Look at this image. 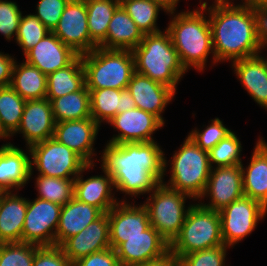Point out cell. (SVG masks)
<instances>
[{"label": "cell", "instance_id": "obj_23", "mask_svg": "<svg viewBox=\"0 0 267 266\" xmlns=\"http://www.w3.org/2000/svg\"><path fill=\"white\" fill-rule=\"evenodd\" d=\"M30 157L11 143L0 147V192L20 189L32 176Z\"/></svg>", "mask_w": 267, "mask_h": 266}, {"label": "cell", "instance_id": "obj_31", "mask_svg": "<svg viewBox=\"0 0 267 266\" xmlns=\"http://www.w3.org/2000/svg\"><path fill=\"white\" fill-rule=\"evenodd\" d=\"M10 86L24 100L43 99L47 95V75L27 62L17 65L15 61Z\"/></svg>", "mask_w": 267, "mask_h": 266}, {"label": "cell", "instance_id": "obj_44", "mask_svg": "<svg viewBox=\"0 0 267 266\" xmlns=\"http://www.w3.org/2000/svg\"><path fill=\"white\" fill-rule=\"evenodd\" d=\"M33 266H73L60 246H41L36 248Z\"/></svg>", "mask_w": 267, "mask_h": 266}, {"label": "cell", "instance_id": "obj_15", "mask_svg": "<svg viewBox=\"0 0 267 266\" xmlns=\"http://www.w3.org/2000/svg\"><path fill=\"white\" fill-rule=\"evenodd\" d=\"M170 251V243L150 226L140 236L125 238L116 249L121 266H138L158 259Z\"/></svg>", "mask_w": 267, "mask_h": 266}, {"label": "cell", "instance_id": "obj_13", "mask_svg": "<svg viewBox=\"0 0 267 266\" xmlns=\"http://www.w3.org/2000/svg\"><path fill=\"white\" fill-rule=\"evenodd\" d=\"M241 168V164L213 167L201 197L202 199L208 195L211 201L208 204H204V202H200V204L208 209L220 211L235 200L243 197V174Z\"/></svg>", "mask_w": 267, "mask_h": 266}, {"label": "cell", "instance_id": "obj_21", "mask_svg": "<svg viewBox=\"0 0 267 266\" xmlns=\"http://www.w3.org/2000/svg\"><path fill=\"white\" fill-rule=\"evenodd\" d=\"M24 55L25 62L35 66L45 75L66 67L78 56L53 32L48 33Z\"/></svg>", "mask_w": 267, "mask_h": 266}, {"label": "cell", "instance_id": "obj_37", "mask_svg": "<svg viewBox=\"0 0 267 266\" xmlns=\"http://www.w3.org/2000/svg\"><path fill=\"white\" fill-rule=\"evenodd\" d=\"M241 149V142L236 134L232 132L225 139L219 141L217 145L208 152L211 168H213V163H215L217 167L242 164V160L240 159Z\"/></svg>", "mask_w": 267, "mask_h": 266}, {"label": "cell", "instance_id": "obj_30", "mask_svg": "<svg viewBox=\"0 0 267 266\" xmlns=\"http://www.w3.org/2000/svg\"><path fill=\"white\" fill-rule=\"evenodd\" d=\"M85 85V72L78 55L69 65L47 75V95L51 101L80 90Z\"/></svg>", "mask_w": 267, "mask_h": 266}, {"label": "cell", "instance_id": "obj_41", "mask_svg": "<svg viewBox=\"0 0 267 266\" xmlns=\"http://www.w3.org/2000/svg\"><path fill=\"white\" fill-rule=\"evenodd\" d=\"M228 246L220 245L180 256L182 266H225Z\"/></svg>", "mask_w": 267, "mask_h": 266}, {"label": "cell", "instance_id": "obj_12", "mask_svg": "<svg viewBox=\"0 0 267 266\" xmlns=\"http://www.w3.org/2000/svg\"><path fill=\"white\" fill-rule=\"evenodd\" d=\"M52 32L78 55L98 47L89 35L85 0H69Z\"/></svg>", "mask_w": 267, "mask_h": 266}, {"label": "cell", "instance_id": "obj_43", "mask_svg": "<svg viewBox=\"0 0 267 266\" xmlns=\"http://www.w3.org/2000/svg\"><path fill=\"white\" fill-rule=\"evenodd\" d=\"M68 2L69 0H40L34 15L52 32Z\"/></svg>", "mask_w": 267, "mask_h": 266}, {"label": "cell", "instance_id": "obj_33", "mask_svg": "<svg viewBox=\"0 0 267 266\" xmlns=\"http://www.w3.org/2000/svg\"><path fill=\"white\" fill-rule=\"evenodd\" d=\"M120 5L135 22L143 34L160 32L157 25V18L160 9L169 14H174L175 10H168L158 0H120Z\"/></svg>", "mask_w": 267, "mask_h": 266}, {"label": "cell", "instance_id": "obj_9", "mask_svg": "<svg viewBox=\"0 0 267 266\" xmlns=\"http://www.w3.org/2000/svg\"><path fill=\"white\" fill-rule=\"evenodd\" d=\"M27 148L32 159L31 170L35 165L42 176L75 179L88 165L81 156L54 137Z\"/></svg>", "mask_w": 267, "mask_h": 266}, {"label": "cell", "instance_id": "obj_19", "mask_svg": "<svg viewBox=\"0 0 267 266\" xmlns=\"http://www.w3.org/2000/svg\"><path fill=\"white\" fill-rule=\"evenodd\" d=\"M55 121L52 106L47 98L26 100L20 125L15 133L21 132L28 147L54 136Z\"/></svg>", "mask_w": 267, "mask_h": 266}, {"label": "cell", "instance_id": "obj_14", "mask_svg": "<svg viewBox=\"0 0 267 266\" xmlns=\"http://www.w3.org/2000/svg\"><path fill=\"white\" fill-rule=\"evenodd\" d=\"M110 248L116 249L125 238L140 236L151 224L144 205L118 202L108 212Z\"/></svg>", "mask_w": 267, "mask_h": 266}, {"label": "cell", "instance_id": "obj_42", "mask_svg": "<svg viewBox=\"0 0 267 266\" xmlns=\"http://www.w3.org/2000/svg\"><path fill=\"white\" fill-rule=\"evenodd\" d=\"M22 13L18 5L12 1L0 0V33L7 40H11L16 35L20 23Z\"/></svg>", "mask_w": 267, "mask_h": 266}, {"label": "cell", "instance_id": "obj_35", "mask_svg": "<svg viewBox=\"0 0 267 266\" xmlns=\"http://www.w3.org/2000/svg\"><path fill=\"white\" fill-rule=\"evenodd\" d=\"M25 102L11 86L0 87V120L9 136L15 135L20 125Z\"/></svg>", "mask_w": 267, "mask_h": 266}, {"label": "cell", "instance_id": "obj_7", "mask_svg": "<svg viewBox=\"0 0 267 266\" xmlns=\"http://www.w3.org/2000/svg\"><path fill=\"white\" fill-rule=\"evenodd\" d=\"M171 177L168 187L200 199L211 172L209 155L188 135L171 159Z\"/></svg>", "mask_w": 267, "mask_h": 266}, {"label": "cell", "instance_id": "obj_18", "mask_svg": "<svg viewBox=\"0 0 267 266\" xmlns=\"http://www.w3.org/2000/svg\"><path fill=\"white\" fill-rule=\"evenodd\" d=\"M60 247L72 263L92 253L110 248L107 213L90 223L78 234L66 239Z\"/></svg>", "mask_w": 267, "mask_h": 266}, {"label": "cell", "instance_id": "obj_40", "mask_svg": "<svg viewBox=\"0 0 267 266\" xmlns=\"http://www.w3.org/2000/svg\"><path fill=\"white\" fill-rule=\"evenodd\" d=\"M205 130L199 131L197 128L191 131L190 138L204 151L209 152L219 141L225 139L232 133L230 129L224 126L219 118L211 120Z\"/></svg>", "mask_w": 267, "mask_h": 266}, {"label": "cell", "instance_id": "obj_49", "mask_svg": "<svg viewBox=\"0 0 267 266\" xmlns=\"http://www.w3.org/2000/svg\"><path fill=\"white\" fill-rule=\"evenodd\" d=\"M160 1L164 6L168 8V10H176V5L179 2V0H158Z\"/></svg>", "mask_w": 267, "mask_h": 266}, {"label": "cell", "instance_id": "obj_20", "mask_svg": "<svg viewBox=\"0 0 267 266\" xmlns=\"http://www.w3.org/2000/svg\"><path fill=\"white\" fill-rule=\"evenodd\" d=\"M127 89L137 108L153 114L164 124L161 114L176 93L173 89L136 71L133 73Z\"/></svg>", "mask_w": 267, "mask_h": 266}, {"label": "cell", "instance_id": "obj_3", "mask_svg": "<svg viewBox=\"0 0 267 266\" xmlns=\"http://www.w3.org/2000/svg\"><path fill=\"white\" fill-rule=\"evenodd\" d=\"M199 8L172 16L174 18L166 28L186 71L190 66L203 71L209 53L216 64L209 19L204 16V7Z\"/></svg>", "mask_w": 267, "mask_h": 266}, {"label": "cell", "instance_id": "obj_8", "mask_svg": "<svg viewBox=\"0 0 267 266\" xmlns=\"http://www.w3.org/2000/svg\"><path fill=\"white\" fill-rule=\"evenodd\" d=\"M187 198L193 199L161 182L143 204L148 210L151 226L169 243L179 234L191 207L185 208Z\"/></svg>", "mask_w": 267, "mask_h": 266}, {"label": "cell", "instance_id": "obj_24", "mask_svg": "<svg viewBox=\"0 0 267 266\" xmlns=\"http://www.w3.org/2000/svg\"><path fill=\"white\" fill-rule=\"evenodd\" d=\"M103 214L99 208L73 197L62 206L55 234V245L60 246L66 239L81 232Z\"/></svg>", "mask_w": 267, "mask_h": 266}, {"label": "cell", "instance_id": "obj_38", "mask_svg": "<svg viewBox=\"0 0 267 266\" xmlns=\"http://www.w3.org/2000/svg\"><path fill=\"white\" fill-rule=\"evenodd\" d=\"M50 32L34 14L22 15L16 35V43L25 54Z\"/></svg>", "mask_w": 267, "mask_h": 266}, {"label": "cell", "instance_id": "obj_4", "mask_svg": "<svg viewBox=\"0 0 267 266\" xmlns=\"http://www.w3.org/2000/svg\"><path fill=\"white\" fill-rule=\"evenodd\" d=\"M135 71L176 92L179 80L187 72L182 66L167 30L144 34L133 50Z\"/></svg>", "mask_w": 267, "mask_h": 266}, {"label": "cell", "instance_id": "obj_26", "mask_svg": "<svg viewBox=\"0 0 267 266\" xmlns=\"http://www.w3.org/2000/svg\"><path fill=\"white\" fill-rule=\"evenodd\" d=\"M247 168L242 166L244 196L258 200L267 208V143L259 138Z\"/></svg>", "mask_w": 267, "mask_h": 266}, {"label": "cell", "instance_id": "obj_22", "mask_svg": "<svg viewBox=\"0 0 267 266\" xmlns=\"http://www.w3.org/2000/svg\"><path fill=\"white\" fill-rule=\"evenodd\" d=\"M93 168V164H88L81 173L74 179V198L99 208L103 213H107L119 201L112 195L114 183L112 176L102 168L104 176H91L83 180L82 173Z\"/></svg>", "mask_w": 267, "mask_h": 266}, {"label": "cell", "instance_id": "obj_5", "mask_svg": "<svg viewBox=\"0 0 267 266\" xmlns=\"http://www.w3.org/2000/svg\"><path fill=\"white\" fill-rule=\"evenodd\" d=\"M88 90L127 88L135 72V59L130 50H107L96 47L81 55Z\"/></svg>", "mask_w": 267, "mask_h": 266}, {"label": "cell", "instance_id": "obj_11", "mask_svg": "<svg viewBox=\"0 0 267 266\" xmlns=\"http://www.w3.org/2000/svg\"><path fill=\"white\" fill-rule=\"evenodd\" d=\"M61 209L60 204L40 198L28 200L21 242L54 246Z\"/></svg>", "mask_w": 267, "mask_h": 266}, {"label": "cell", "instance_id": "obj_48", "mask_svg": "<svg viewBox=\"0 0 267 266\" xmlns=\"http://www.w3.org/2000/svg\"><path fill=\"white\" fill-rule=\"evenodd\" d=\"M138 266H182V264L179 257L169 251L158 259L147 261Z\"/></svg>", "mask_w": 267, "mask_h": 266}, {"label": "cell", "instance_id": "obj_25", "mask_svg": "<svg viewBox=\"0 0 267 266\" xmlns=\"http://www.w3.org/2000/svg\"><path fill=\"white\" fill-rule=\"evenodd\" d=\"M0 192V243L21 242L28 200Z\"/></svg>", "mask_w": 267, "mask_h": 266}, {"label": "cell", "instance_id": "obj_16", "mask_svg": "<svg viewBox=\"0 0 267 266\" xmlns=\"http://www.w3.org/2000/svg\"><path fill=\"white\" fill-rule=\"evenodd\" d=\"M109 123L121 132L108 142L112 144L152 142V134L164 126L156 116L137 107L117 114Z\"/></svg>", "mask_w": 267, "mask_h": 266}, {"label": "cell", "instance_id": "obj_50", "mask_svg": "<svg viewBox=\"0 0 267 266\" xmlns=\"http://www.w3.org/2000/svg\"><path fill=\"white\" fill-rule=\"evenodd\" d=\"M10 137L4 130H3V125L0 120V139Z\"/></svg>", "mask_w": 267, "mask_h": 266}, {"label": "cell", "instance_id": "obj_46", "mask_svg": "<svg viewBox=\"0 0 267 266\" xmlns=\"http://www.w3.org/2000/svg\"><path fill=\"white\" fill-rule=\"evenodd\" d=\"M257 17L258 38L263 48L267 46V0H252Z\"/></svg>", "mask_w": 267, "mask_h": 266}, {"label": "cell", "instance_id": "obj_17", "mask_svg": "<svg viewBox=\"0 0 267 266\" xmlns=\"http://www.w3.org/2000/svg\"><path fill=\"white\" fill-rule=\"evenodd\" d=\"M100 125L92 118L55 123L54 138L81 156L88 164H94L93 144Z\"/></svg>", "mask_w": 267, "mask_h": 266}, {"label": "cell", "instance_id": "obj_32", "mask_svg": "<svg viewBox=\"0 0 267 266\" xmlns=\"http://www.w3.org/2000/svg\"><path fill=\"white\" fill-rule=\"evenodd\" d=\"M55 123L91 118L90 92L84 85L80 90L50 101Z\"/></svg>", "mask_w": 267, "mask_h": 266}, {"label": "cell", "instance_id": "obj_1", "mask_svg": "<svg viewBox=\"0 0 267 266\" xmlns=\"http://www.w3.org/2000/svg\"><path fill=\"white\" fill-rule=\"evenodd\" d=\"M101 156V167L112 176L117 191L143 195L163 182L167 161L155 141L108 143Z\"/></svg>", "mask_w": 267, "mask_h": 266}, {"label": "cell", "instance_id": "obj_29", "mask_svg": "<svg viewBox=\"0 0 267 266\" xmlns=\"http://www.w3.org/2000/svg\"><path fill=\"white\" fill-rule=\"evenodd\" d=\"M144 34L120 5L109 23L106 39L98 46L107 50H130L137 47Z\"/></svg>", "mask_w": 267, "mask_h": 266}, {"label": "cell", "instance_id": "obj_2", "mask_svg": "<svg viewBox=\"0 0 267 266\" xmlns=\"http://www.w3.org/2000/svg\"><path fill=\"white\" fill-rule=\"evenodd\" d=\"M229 0H215L209 12L214 57L216 62L241 60L259 55L263 49L257 28V17L252 0L233 5Z\"/></svg>", "mask_w": 267, "mask_h": 266}, {"label": "cell", "instance_id": "obj_39", "mask_svg": "<svg viewBox=\"0 0 267 266\" xmlns=\"http://www.w3.org/2000/svg\"><path fill=\"white\" fill-rule=\"evenodd\" d=\"M37 247L24 242L0 243V266H33Z\"/></svg>", "mask_w": 267, "mask_h": 266}, {"label": "cell", "instance_id": "obj_6", "mask_svg": "<svg viewBox=\"0 0 267 266\" xmlns=\"http://www.w3.org/2000/svg\"><path fill=\"white\" fill-rule=\"evenodd\" d=\"M224 245L219 211L193 204L188 210L179 234L170 243V251L184 256L194 251Z\"/></svg>", "mask_w": 267, "mask_h": 266}, {"label": "cell", "instance_id": "obj_36", "mask_svg": "<svg viewBox=\"0 0 267 266\" xmlns=\"http://www.w3.org/2000/svg\"><path fill=\"white\" fill-rule=\"evenodd\" d=\"M38 197L43 200L60 204L68 203L74 197V179H61L38 175L36 178Z\"/></svg>", "mask_w": 267, "mask_h": 266}, {"label": "cell", "instance_id": "obj_34", "mask_svg": "<svg viewBox=\"0 0 267 266\" xmlns=\"http://www.w3.org/2000/svg\"><path fill=\"white\" fill-rule=\"evenodd\" d=\"M90 38L99 46L105 39L109 23L120 0H85Z\"/></svg>", "mask_w": 267, "mask_h": 266}, {"label": "cell", "instance_id": "obj_45", "mask_svg": "<svg viewBox=\"0 0 267 266\" xmlns=\"http://www.w3.org/2000/svg\"><path fill=\"white\" fill-rule=\"evenodd\" d=\"M73 266H121L116 252L112 248L104 249L83 257Z\"/></svg>", "mask_w": 267, "mask_h": 266}, {"label": "cell", "instance_id": "obj_10", "mask_svg": "<svg viewBox=\"0 0 267 266\" xmlns=\"http://www.w3.org/2000/svg\"><path fill=\"white\" fill-rule=\"evenodd\" d=\"M221 235L225 246L233 247L252 233L267 208L258 200L243 196L219 211Z\"/></svg>", "mask_w": 267, "mask_h": 266}, {"label": "cell", "instance_id": "obj_47", "mask_svg": "<svg viewBox=\"0 0 267 266\" xmlns=\"http://www.w3.org/2000/svg\"><path fill=\"white\" fill-rule=\"evenodd\" d=\"M15 59L0 52V87L10 86Z\"/></svg>", "mask_w": 267, "mask_h": 266}, {"label": "cell", "instance_id": "obj_28", "mask_svg": "<svg viewBox=\"0 0 267 266\" xmlns=\"http://www.w3.org/2000/svg\"><path fill=\"white\" fill-rule=\"evenodd\" d=\"M91 118L101 125L107 123L117 114L136 108L135 101L128 89L118 90L104 88L89 90Z\"/></svg>", "mask_w": 267, "mask_h": 266}, {"label": "cell", "instance_id": "obj_27", "mask_svg": "<svg viewBox=\"0 0 267 266\" xmlns=\"http://www.w3.org/2000/svg\"><path fill=\"white\" fill-rule=\"evenodd\" d=\"M237 78L252 99L267 109V59L261 55L232 62Z\"/></svg>", "mask_w": 267, "mask_h": 266}]
</instances>
